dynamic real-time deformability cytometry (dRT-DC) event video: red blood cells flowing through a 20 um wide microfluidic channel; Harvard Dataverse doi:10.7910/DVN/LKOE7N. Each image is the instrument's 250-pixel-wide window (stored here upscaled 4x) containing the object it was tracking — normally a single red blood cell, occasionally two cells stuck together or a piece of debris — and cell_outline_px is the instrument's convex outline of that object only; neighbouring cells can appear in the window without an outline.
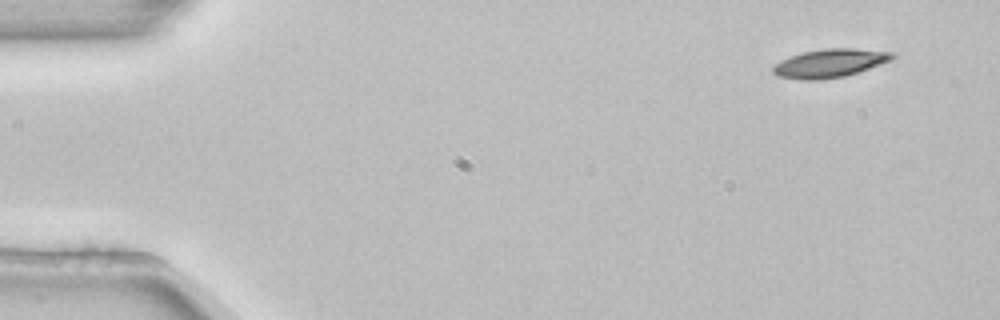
{"species": "common noctule bat (a hibernating species)", "species_latin": "Nyctalus noctula", "temperature_condition": "room temperature", "stored_images_in_passage": 5, "camera_frame_rate_fps": 3000, "um_per_image_px": 0.085, "animal": {"sex": "female", "body_mass_g": 22.7, "forearm_length_mm": 54.2}, "frame": {"image": 1, "passage_image": 1, "time_ms": 0.0, "image_size_px": [1000, 320], "cell_outline_px": [[896, 56], [892, 60], [844, 76], [820, 80], [804, 80], [776, 76], [772, 72], [772, 68], [780, 60], [804, 52], [824, 48], [852, 48], [892, 52]], "centroid_in_image_um": [70.51, 5.37], "position_along_channel_um": 14.5, "area_um2": 19.59}}
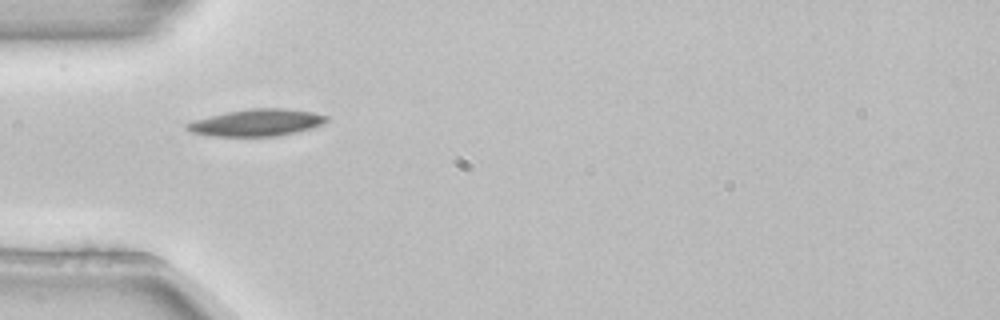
{"frame": {"image": 2, "passage_image": 4, "time_ms": 1.0, "image_size_px": [1000, 320], "cell_outline_px": [[328, 120], [324, 124], [312, 128], [296, 132], [276, 136], [212, 136], [192, 132], [184, 128], [184, 124], [192, 120], [228, 112], [252, 108], [288, 108], [312, 112], [328, 116]], "centroid_in_image_um": [21.82, 10.42], "position_along_channel_um": 63.2, "area_um2": 21.96}}